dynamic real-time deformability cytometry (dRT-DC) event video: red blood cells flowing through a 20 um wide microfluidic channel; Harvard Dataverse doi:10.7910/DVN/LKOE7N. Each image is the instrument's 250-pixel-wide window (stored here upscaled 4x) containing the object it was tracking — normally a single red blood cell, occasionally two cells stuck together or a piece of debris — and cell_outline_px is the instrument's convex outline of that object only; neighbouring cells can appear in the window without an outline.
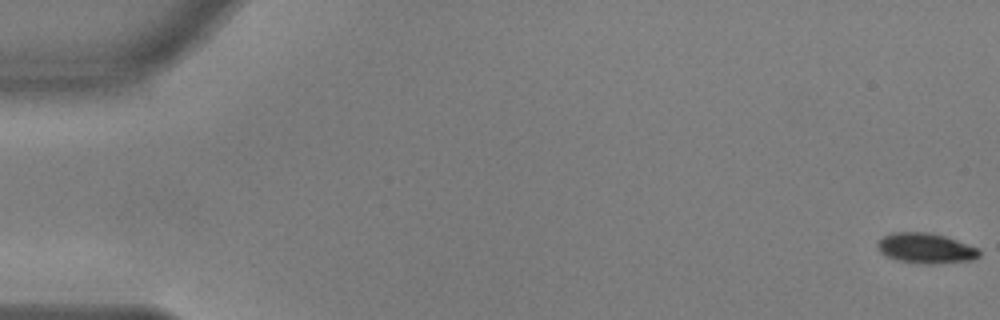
{"species": "common noctule bat (a hibernating species)", "species_latin": "Nyctalus noctula", "temperature_condition": "warm", "stored_images_in_passage": 57, "camera_frame_rate_fps": 3000, "um_per_image_px": 0.085, "animal": {"sex": "male", "body_mass_g": 17.9, "forearm_length_mm": 54.2}, "frame": {"image": 1, "passage_image": 1, "time_ms": 0.0, "image_size_px": [1000, 320], "cell_outline_px": [[980, 256], [972, 260], [932, 264], [924, 264], [900, 260], [888, 256], [880, 252], [876, 248], [876, 244], [884, 236], [892, 232], [928, 232], [944, 236], [956, 240], [976, 248], [980, 252]], "centroid_in_image_um": [78.67, 21.09], "position_along_channel_um": 6.3, "area_um2": 17.69}}
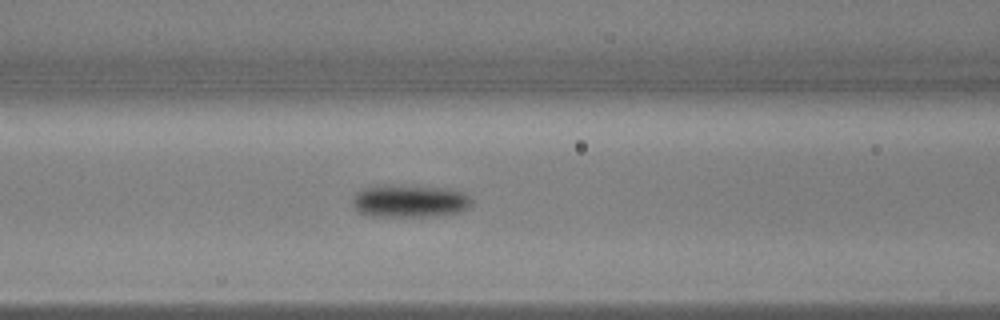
{"frame": {"image": 2, "passage_image": 24, "time_ms": 7.667, "image_size_px": [1000, 320], "cell_outline_px": [[472, 204], [468, 208], [460, 212], [432, 216], [368, 216], [356, 212], [352, 204], [352, 196], [356, 192], [364, 188], [376, 184], [388, 184], [452, 188], [464, 192], [472, 200]], "centroid_in_image_um": [34.78, 17.07], "position_along_channel_um": 131.8, "area_um2": 23.35}}
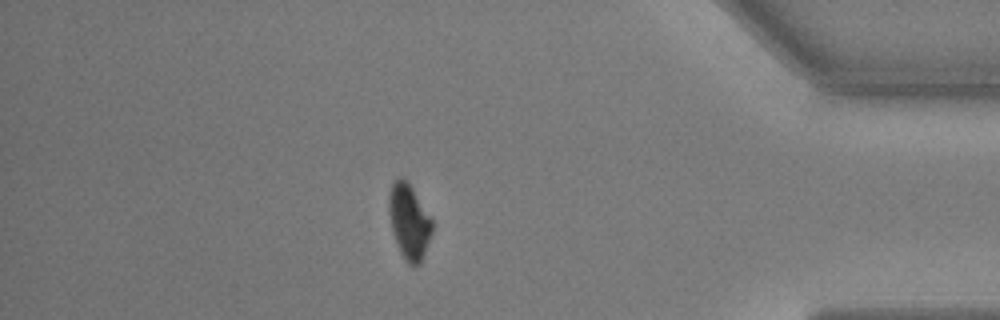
{"frame": {"image": 3, "passage_image": 49, "time_ms": 16.0, "image_size_px": [1000, 320], "cell_outline_px": [[432, 232], [420, 264], [416, 268], [408, 264], [404, 260], [396, 244], [392, 232], [388, 212], [388, 196], [392, 184], [400, 176], [404, 176], [408, 180], [432, 216]], "centroid_in_image_um": [34.77, 18.81], "position_along_channel_um": 400.4, "area_um2": 19.54}, "authors_computed_cell_mechanics": {"area_um2": 19.5942, "velocity_mm_per_s": 3.6451, "shape_relaxation_time_tau1_ms": 2.2421, "shape_relaxation_time_tau2_ms": null, "deformation_change_tau1": 0.1107, "deformation_change_tau2": null}}